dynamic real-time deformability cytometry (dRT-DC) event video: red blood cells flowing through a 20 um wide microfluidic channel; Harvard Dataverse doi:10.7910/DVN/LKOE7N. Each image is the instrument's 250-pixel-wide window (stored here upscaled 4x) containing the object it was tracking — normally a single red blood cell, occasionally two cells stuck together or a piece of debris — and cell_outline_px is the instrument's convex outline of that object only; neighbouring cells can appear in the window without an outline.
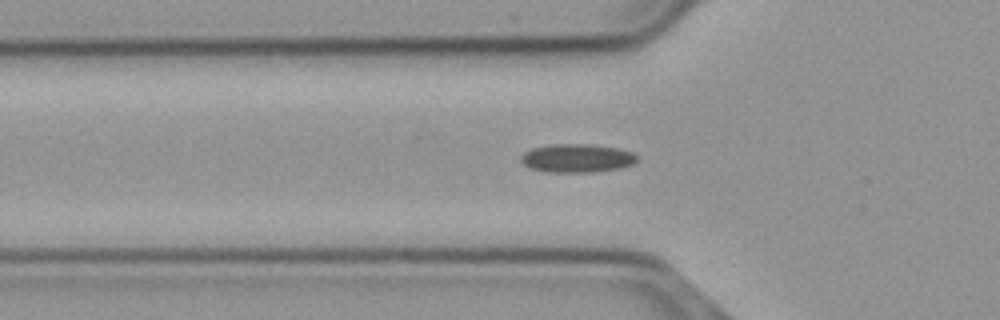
{"species": "common noctule bat (a hibernating species)", "species_latin": "Nyctalus noctula", "temperature_condition": "cold", "stored_images_in_passage": 42, "camera_frame_rate_fps": 3000, "um_per_image_px": 0.085, "animal": {"sex": "male", "body_mass_g": 23.1, "forearm_length_mm": 52.7}, "frame": {"image": 1, "passage_image": 4, "time_ms": 1.0, "image_size_px": [1000, 320], "cell_outline_px": [[636, 160], [632, 164], [620, 168], [592, 172], [544, 172], [528, 168], [520, 160], [520, 156], [524, 152], [532, 148], [556, 144], [580, 144], [616, 148], [632, 152], [636, 156]], "centroid_in_image_um": [48.98, 13.46], "position_along_channel_um": 76.8, "area_um2": 19.07}}
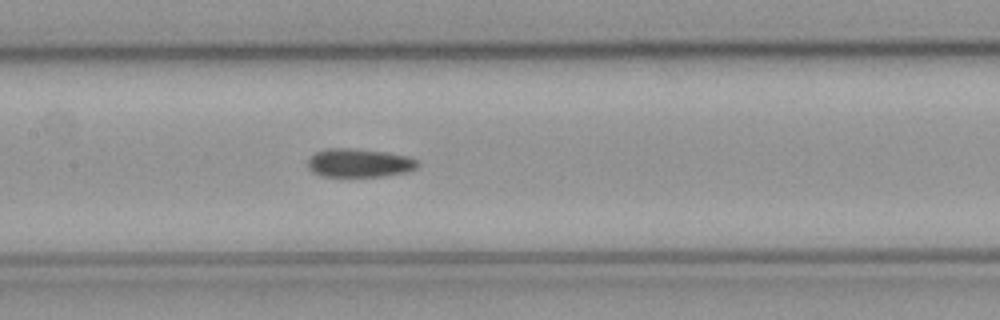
{"frame": {"image": 2, "passage_image": 12, "time_ms": 3.667, "image_size_px": [1000, 320], "cell_outline_px": [[420, 164], [416, 168], [408, 172], [380, 176], [320, 176], [312, 172], [308, 168], [308, 160], [316, 152], [324, 148], [348, 148], [384, 152], [404, 156], [416, 160]], "centroid_in_image_um": [30.49, 13.85], "position_along_channel_um": 176.9, "area_um2": 18.09}}
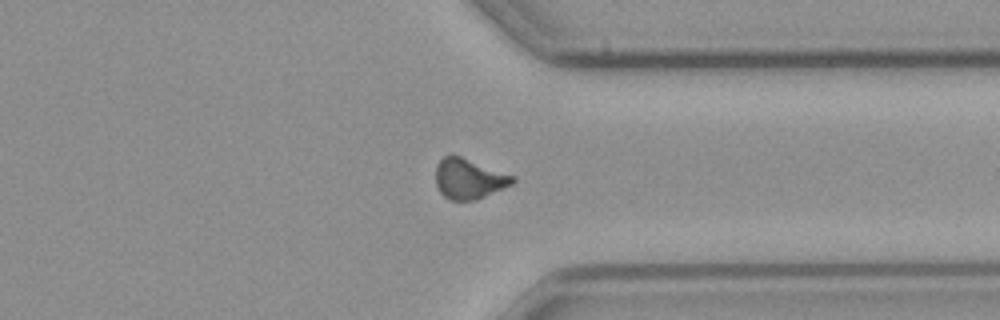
{"frame": {"image": 3, "passage_image": 28, "time_ms": 9.0, "image_size_px": [1000, 320], "cell_outline_px": [[516, 180], [512, 184], [476, 200], [452, 200], [444, 196], [436, 188], [436, 164], [444, 156], [452, 152], [516, 176]], "centroid_in_image_um": [39.85, 15.15], "position_along_channel_um": 371.6, "area_um2": 18.44}, "authors_computed_cell_mechanics": {"area_um2": 17.6579, "velocity_mm_per_s": 3.6895, "shape_relaxation_time_tau1_ms": null, "shape_relaxation_time_tau2_ms": 2.7217, "deformation_change_tau1": null, "deformation_change_tau2": 0.0854}}